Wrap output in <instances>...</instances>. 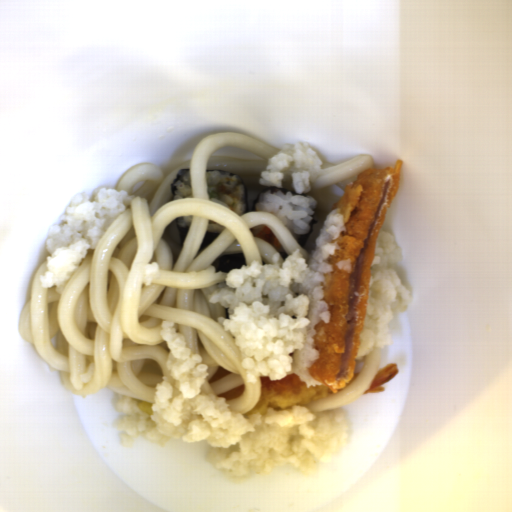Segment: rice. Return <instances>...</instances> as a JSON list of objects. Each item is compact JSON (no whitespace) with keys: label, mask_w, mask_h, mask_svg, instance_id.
I'll return each instance as SVG.
<instances>
[{"label":"rice","mask_w":512,"mask_h":512,"mask_svg":"<svg viewBox=\"0 0 512 512\" xmlns=\"http://www.w3.org/2000/svg\"><path fill=\"white\" fill-rule=\"evenodd\" d=\"M174 326L167 319L161 325L173 379L156 383L152 414L129 395L115 404L124 414L115 423L123 447L132 449L139 437L162 446L171 440L206 442L210 467L235 483L279 469L314 474L322 461L345 448L349 421L343 412L314 413L293 405L291 410L273 407L264 415H242L232 411L226 398L201 395L210 367Z\"/></svg>","instance_id":"obj_1"},{"label":"rice","mask_w":512,"mask_h":512,"mask_svg":"<svg viewBox=\"0 0 512 512\" xmlns=\"http://www.w3.org/2000/svg\"><path fill=\"white\" fill-rule=\"evenodd\" d=\"M345 229L341 209H334L309 258L297 249L282 261L277 252L271 263L230 270L208 293L210 303L228 311L217 320L234 336L247 382L258 381L259 374L272 381L296 375L305 387L319 386L309 373L320 356L314 339L317 325L332 319L324 300L325 275L333 271L329 260Z\"/></svg>","instance_id":"obj_2"},{"label":"rice","mask_w":512,"mask_h":512,"mask_svg":"<svg viewBox=\"0 0 512 512\" xmlns=\"http://www.w3.org/2000/svg\"><path fill=\"white\" fill-rule=\"evenodd\" d=\"M136 195L128 190L97 188L75 194L61 222L52 224L45 246L46 267L39 281L44 289L63 288L114 219L130 207Z\"/></svg>","instance_id":"obj_3"},{"label":"rice","mask_w":512,"mask_h":512,"mask_svg":"<svg viewBox=\"0 0 512 512\" xmlns=\"http://www.w3.org/2000/svg\"><path fill=\"white\" fill-rule=\"evenodd\" d=\"M323 165L319 153L307 142L284 144L260 171L259 182L278 189L289 182L296 194L267 190L258 199L259 208L275 215L292 234L308 233L318 205L308 192Z\"/></svg>","instance_id":"obj_4"},{"label":"rice","mask_w":512,"mask_h":512,"mask_svg":"<svg viewBox=\"0 0 512 512\" xmlns=\"http://www.w3.org/2000/svg\"><path fill=\"white\" fill-rule=\"evenodd\" d=\"M401 260L402 250L394 234L382 228L376 238L364 326L355 360L364 359L374 348L389 346L390 323L406 313L413 301L411 291L404 288L396 272V264Z\"/></svg>","instance_id":"obj_5"},{"label":"rice","mask_w":512,"mask_h":512,"mask_svg":"<svg viewBox=\"0 0 512 512\" xmlns=\"http://www.w3.org/2000/svg\"><path fill=\"white\" fill-rule=\"evenodd\" d=\"M206 185L215 186L219 198H210L208 200L219 202L237 215H242L245 210V191L244 185L236 175L226 173L220 170H207Z\"/></svg>","instance_id":"obj_6"},{"label":"rice","mask_w":512,"mask_h":512,"mask_svg":"<svg viewBox=\"0 0 512 512\" xmlns=\"http://www.w3.org/2000/svg\"><path fill=\"white\" fill-rule=\"evenodd\" d=\"M174 185L173 200L192 197L190 172L178 178Z\"/></svg>","instance_id":"obj_7"},{"label":"rice","mask_w":512,"mask_h":512,"mask_svg":"<svg viewBox=\"0 0 512 512\" xmlns=\"http://www.w3.org/2000/svg\"><path fill=\"white\" fill-rule=\"evenodd\" d=\"M160 276V269L158 262H151L150 264L144 266L143 278L142 281L145 286H150L151 283Z\"/></svg>","instance_id":"obj_8"},{"label":"rice","mask_w":512,"mask_h":512,"mask_svg":"<svg viewBox=\"0 0 512 512\" xmlns=\"http://www.w3.org/2000/svg\"><path fill=\"white\" fill-rule=\"evenodd\" d=\"M95 370H96V362L93 360L89 364L87 371L80 375L81 381H83L84 383L90 382L94 375Z\"/></svg>","instance_id":"obj_9"},{"label":"rice","mask_w":512,"mask_h":512,"mask_svg":"<svg viewBox=\"0 0 512 512\" xmlns=\"http://www.w3.org/2000/svg\"><path fill=\"white\" fill-rule=\"evenodd\" d=\"M225 229V226L217 223V222H213V221H207V231L208 233H211V234H221L223 232V230Z\"/></svg>","instance_id":"obj_10"},{"label":"rice","mask_w":512,"mask_h":512,"mask_svg":"<svg viewBox=\"0 0 512 512\" xmlns=\"http://www.w3.org/2000/svg\"><path fill=\"white\" fill-rule=\"evenodd\" d=\"M193 215L177 217V225L179 227H189L192 224Z\"/></svg>","instance_id":"obj_11"},{"label":"rice","mask_w":512,"mask_h":512,"mask_svg":"<svg viewBox=\"0 0 512 512\" xmlns=\"http://www.w3.org/2000/svg\"><path fill=\"white\" fill-rule=\"evenodd\" d=\"M336 266L339 270H345L348 273H351V271H352V262L349 258L344 261H339L336 264Z\"/></svg>","instance_id":"obj_12"}]
</instances>
